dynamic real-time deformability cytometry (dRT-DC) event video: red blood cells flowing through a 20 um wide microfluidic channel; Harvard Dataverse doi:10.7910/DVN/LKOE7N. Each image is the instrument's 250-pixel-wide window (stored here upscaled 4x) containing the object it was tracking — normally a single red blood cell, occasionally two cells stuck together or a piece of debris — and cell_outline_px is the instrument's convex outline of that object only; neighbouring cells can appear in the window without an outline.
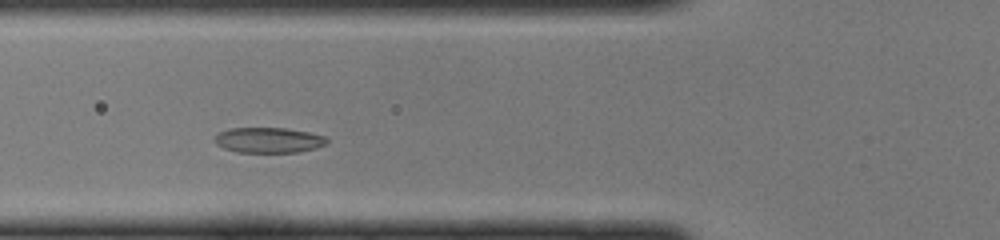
{"species": "common noctule bat (a hibernating species)", "species_latin": "Nyctalus noctula", "temperature_condition": "cold", "stored_images_in_passage": 39, "camera_frame_rate_fps": 3000, "um_per_image_px": 0.085, "animal": {"sex": "female", "body_mass_g": 22.0, "forearm_length_mm": 56.7}, "frame": {"image": 1, "passage_image": 9, "time_ms": 2.667, "image_size_px": [1000, 240], "cell_outline_px": [[328, 140], [324, 144], [316, 148], [300, 152], [236, 152], [224, 148], [216, 144], [212, 140], [220, 132], [232, 128], [288, 128], [308, 132], [324, 136]], "centroid_in_image_um": [22.81, 11.91], "position_along_channel_um": 103.0, "area_um2": 16.53}}
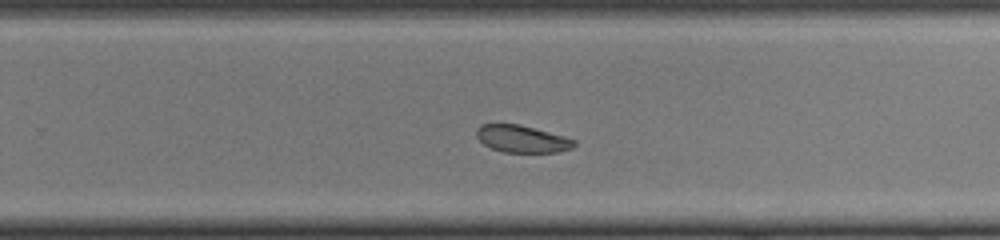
{"frame": {"image": 2, "passage_image": 22, "time_ms": 7.0, "image_size_px": [1000, 240], "cell_outline_px": [[576, 144], [572, 148], [560, 152], [504, 152], [492, 148], [484, 144], [476, 136], [476, 128], [480, 124], [496, 120], [520, 124], [564, 136], [576, 140]], "centroid_in_image_um": [44.31, 11.75], "position_along_channel_um": 285.5, "area_um2": 16.07}}
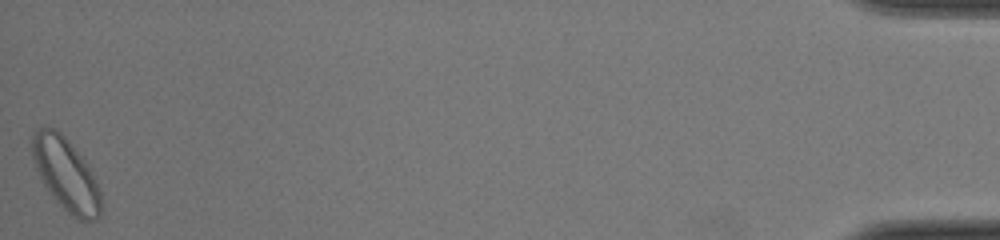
{"frame": {"image": 3, "passage_image": 39, "time_ms": 12.667, "image_size_px": [1000, 240], "cell_outline_px": [[104, 208], [100, 216], [96, 220], [80, 220], [72, 216], [56, 200], [44, 184], [36, 168], [32, 156], [32, 136], [44, 124], [56, 128], [68, 140], [84, 160], [92, 172], [100, 192]], "centroid_in_image_um": [5.63, 14.82], "position_along_channel_um": 429.6, "area_um2": 28.96}}